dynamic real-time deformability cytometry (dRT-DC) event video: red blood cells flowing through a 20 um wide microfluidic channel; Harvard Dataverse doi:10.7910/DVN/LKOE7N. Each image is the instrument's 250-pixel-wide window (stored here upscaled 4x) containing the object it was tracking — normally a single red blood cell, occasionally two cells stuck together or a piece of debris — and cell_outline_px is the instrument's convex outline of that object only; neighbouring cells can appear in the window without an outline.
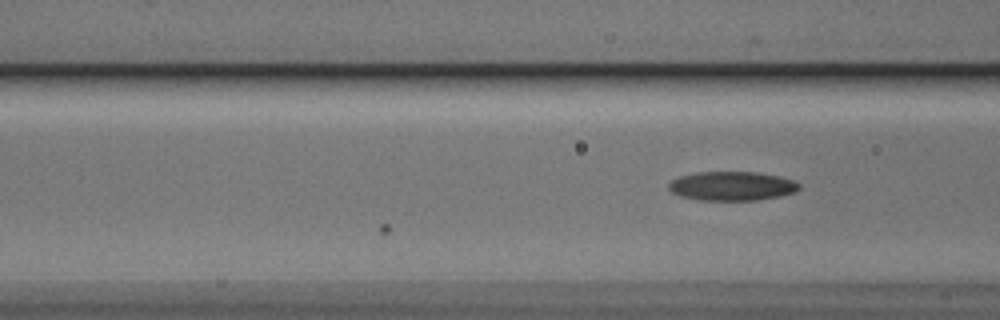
{"species": "Egyptian fruit bat (a non-hibernating species)", "species_latin": "Rousettus aegyptiacus", "temperature_condition": "cold", "stored_images_in_passage": 13, "camera_frame_rate_fps": 3000, "um_per_image_px": 0.085, "animal": {"sex": "male"}, "frame": {"image": 1, "passage_image": 13, "time_ms": 4.0, "image_size_px": [1000, 320], "cell_outline_px": [[800, 188], [796, 192], [780, 196], [756, 200], [700, 200], [680, 196], [672, 192], [668, 188], [668, 184], [672, 180], [680, 176], [696, 172], [756, 172], [776, 176], [792, 180], [800, 184]], "centroid_in_image_um": [62.2, 15.81], "position_along_channel_um": 104.4, "area_um2": 22.02}}